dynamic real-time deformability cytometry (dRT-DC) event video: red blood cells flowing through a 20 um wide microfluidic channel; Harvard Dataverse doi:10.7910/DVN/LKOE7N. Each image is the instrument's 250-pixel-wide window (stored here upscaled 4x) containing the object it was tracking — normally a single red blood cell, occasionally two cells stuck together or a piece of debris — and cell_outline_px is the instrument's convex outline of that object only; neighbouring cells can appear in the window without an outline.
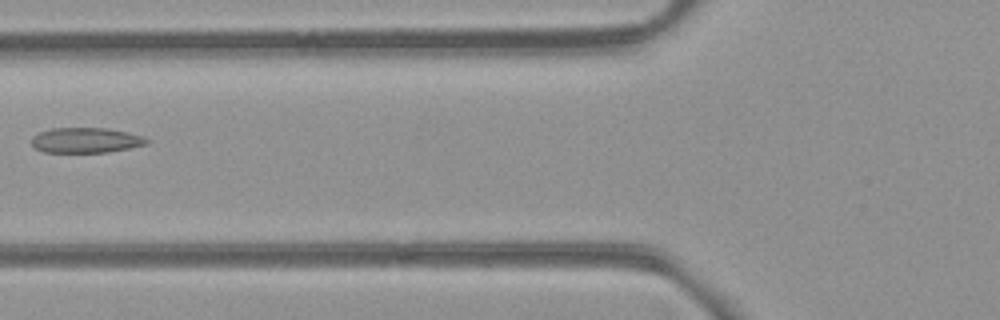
{"species": "common noctule bat (a hibernating species)", "species_latin": "Nyctalus noctula", "temperature_condition": "room temperature", "stored_images_in_passage": 3, "camera_frame_rate_fps": 3000, "um_per_image_px": 0.085, "animal": {"sex": "female", "body_mass_g": 21.9}, "frame": {"image": 1, "passage_image": 2, "time_ms": 1.333, "image_size_px": [1000, 320], "cell_outline_px": [[152, 140], [148, 144], [108, 152], [44, 152], [36, 148], [32, 144], [32, 136], [40, 132], [52, 128], [108, 128], [144, 136]], "centroid_in_image_um": [7.34, 11.92], "position_along_channel_um": 118.5, "area_um2": 16.94}}
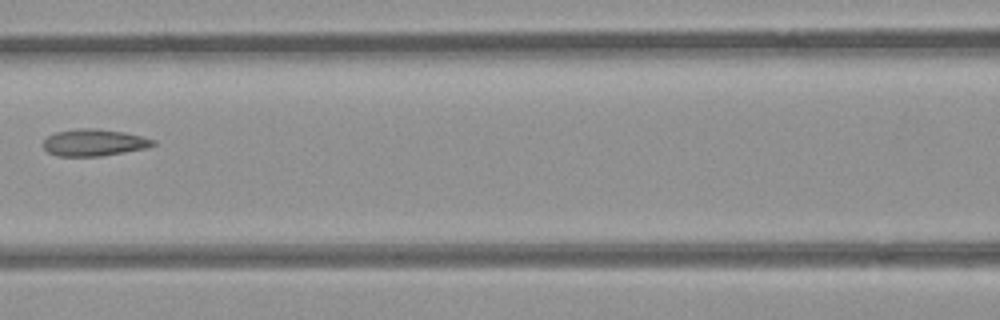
{"frame": {"image": 2, "passage_image": 3, "time_ms": 2.333, "image_size_px": [1000, 320], "cell_outline_px": [[156, 144], [144, 148], [124, 152], [100, 156], [56, 156], [48, 152], [44, 148], [44, 140], [48, 136], [56, 132], [76, 128], [96, 128], [124, 132], [156, 140]], "centroid_in_image_um": [7.97, 12.11], "position_along_channel_um": 158.6, "area_um2": 17.11}}